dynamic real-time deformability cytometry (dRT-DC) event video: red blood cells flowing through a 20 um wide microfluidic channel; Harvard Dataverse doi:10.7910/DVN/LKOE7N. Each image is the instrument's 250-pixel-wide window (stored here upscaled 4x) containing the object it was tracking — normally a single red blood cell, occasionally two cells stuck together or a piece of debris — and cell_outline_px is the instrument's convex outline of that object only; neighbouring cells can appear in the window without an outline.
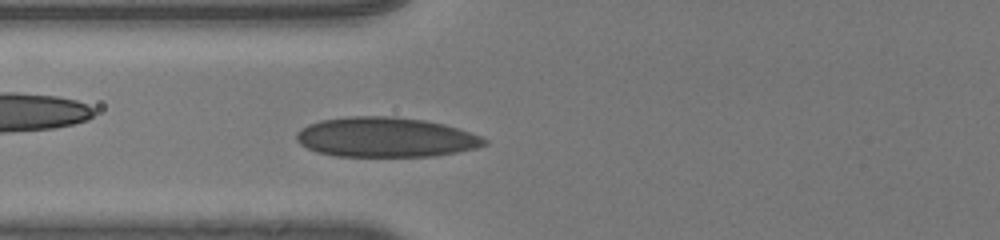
{"species": "human", "species_latin": "Homo sapiens", "temperature_condition": "room temperature", "stored_images_in_passage": 39, "camera_frame_rate_fps": 3000, "um_per_image_px": 0.085, "donor": {"sex": "male"}, "frame": {"image": 1, "passage_image": 12, "time_ms": 3.667, "image_size_px": [1000, 240], "cell_outline_px": [[488, 144], [476, 148], [456, 152], [432, 156], [336, 156], [316, 152], [300, 144], [296, 140], [296, 132], [300, 128], [308, 124], [320, 120], [348, 116], [392, 116], [424, 120], [444, 124], [480, 136], [488, 140]], "centroid_in_image_um": [32.74, 11.66], "position_along_channel_um": 93.1, "area_um2": 43.64}}
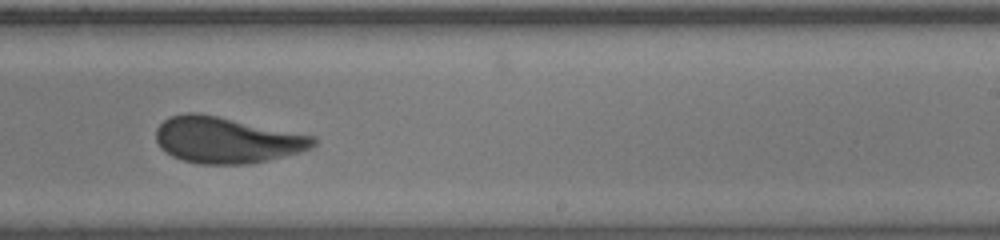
{"frame": {"image": 2, "passage_image": 25, "time_ms": 8.0, "image_size_px": [1000, 240], "cell_outline_px": [[316, 144], [312, 148], [300, 152], [268, 160], [248, 164], [200, 164], [184, 160], [172, 156], [160, 148], [156, 140], [156, 128], [168, 116], [184, 112], [196, 112], [316, 136]], "centroid_in_image_um": [19.25, 11.9], "position_along_channel_um": 269.7, "area_um2": 42.37}}
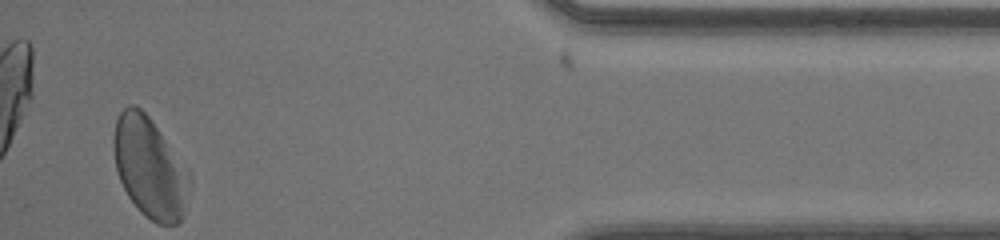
{"frame": {"image": 3, "passage_image": 39, "time_ms": 12.667, "image_size_px": [1000, 240], "cell_outline_px": [[192, 184], [184, 216], [176, 224], [156, 224], [144, 216], [140, 212], [128, 196], [120, 180], [116, 168], [112, 148], [112, 136], [116, 120], [120, 112], [128, 104], [136, 104], [148, 116], [188, 172], [192, 180]], "centroid_in_image_um": [12.71, 14.29], "position_along_channel_um": 422.5, "area_um2": 44.51}, "authors_computed_cell_mechanics": {"area_um2": 43.0032, "velocity_mm_per_s": 4.082, "shape_relaxation_time_tau1_ms": 2.9596, "shape_relaxation_time_tau2_ms": null, "deformation_change_tau1": 0.1056, "deformation_change_tau2": null}}